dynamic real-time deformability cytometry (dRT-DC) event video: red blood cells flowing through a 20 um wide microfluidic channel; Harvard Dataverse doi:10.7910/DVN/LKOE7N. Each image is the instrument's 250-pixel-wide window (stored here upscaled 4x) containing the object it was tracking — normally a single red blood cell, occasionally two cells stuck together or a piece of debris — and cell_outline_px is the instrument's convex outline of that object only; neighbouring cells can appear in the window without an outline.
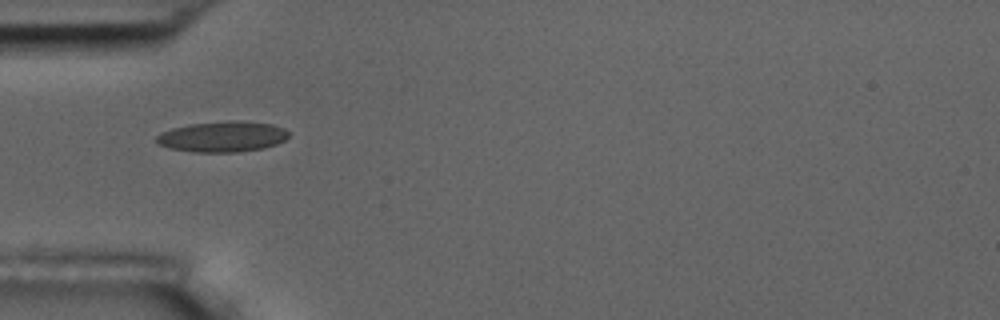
{"species": "common noctule bat (a hibernating species)", "species_latin": "Nyctalus noctula", "temperature_condition": "room temperature", "stored_images_in_passage": 5, "camera_frame_rate_fps": 3000, "um_per_image_px": 0.085, "animal": {"sex": "male", "body_mass_g": 17.5, "forearm_length_mm": 52.3}, "frame": {"image": 1, "passage_image": 1, "time_ms": 0.0, "image_size_px": [1000, 320], "cell_outline_px": [[288, 136], [284, 140], [276, 144], [264, 148], [236, 152], [192, 152], [172, 148], [156, 144], [156, 136], [160, 132], [172, 128], [192, 124], [228, 120], [236, 120], [272, 124], [284, 128], [288, 132]], "centroid_in_image_um": [18.9, 11.61], "position_along_channel_um": 66.1, "area_um2": 23.64}}
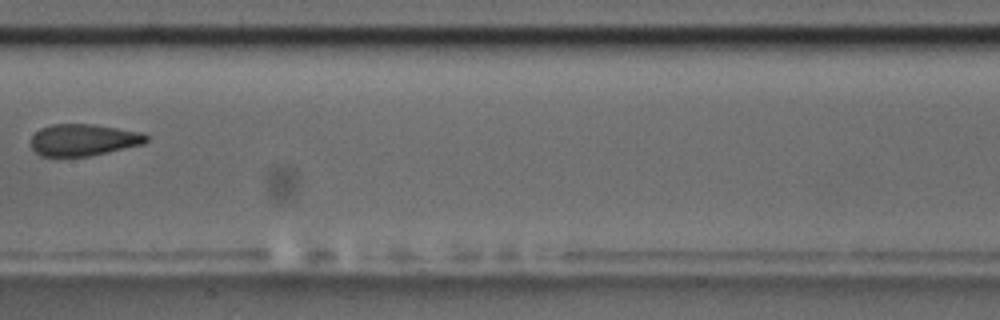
{"frame": {"image": 2, "passage_image": 4, "time_ms": 3.667, "image_size_px": [1000, 320], "cell_outline_px": [[148, 140], [144, 144], [88, 156], [40, 156], [32, 148], [32, 136], [40, 128], [52, 124], [92, 124], [140, 132], [148, 136]], "centroid_in_image_um": [7.08, 11.89], "position_along_channel_um": 200.3, "area_um2": 21.15}}
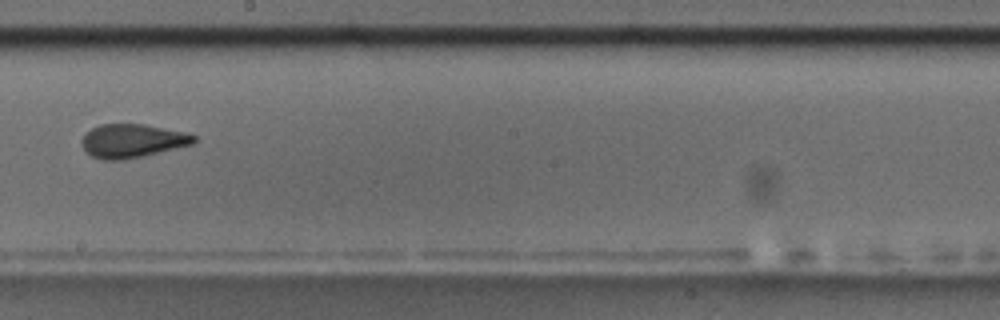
{"frame": {"image": 3, "passage_image": 5, "time_ms": 4.667, "image_size_px": [1000, 320], "cell_outline_px": [[196, 140], [192, 144], [140, 156], [120, 160], [104, 160], [92, 156], [80, 144], [80, 140], [92, 128], [100, 124], [144, 124], [184, 132], [196, 136]], "centroid_in_image_um": [11.21, 11.96], "position_along_channel_um": 237.0, "area_um2": 21.56}}